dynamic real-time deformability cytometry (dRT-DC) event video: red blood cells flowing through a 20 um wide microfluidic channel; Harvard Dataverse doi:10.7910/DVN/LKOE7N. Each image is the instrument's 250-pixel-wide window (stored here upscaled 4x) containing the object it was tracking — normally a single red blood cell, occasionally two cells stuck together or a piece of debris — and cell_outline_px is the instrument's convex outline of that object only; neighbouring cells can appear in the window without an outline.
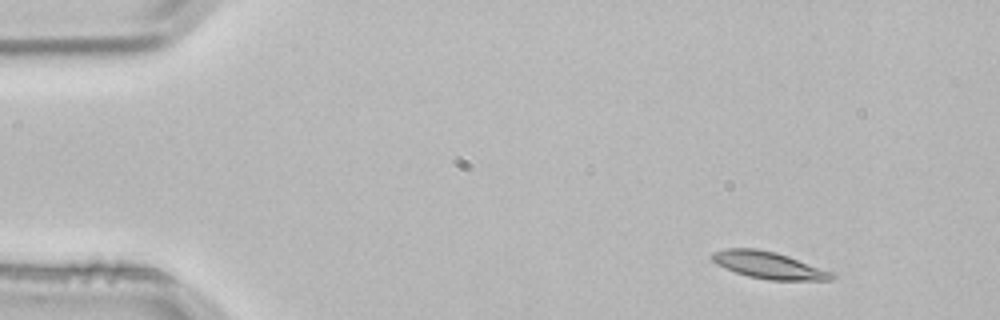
{"species": "common noctule bat (a hibernating species)", "species_latin": "Nyctalus noctula", "temperature_condition": "room temperature", "stored_images_in_passage": 4, "segment_of_instrument_passage": [1, 2], "camera_frame_rate_fps": 3000, "um_per_image_px": 0.085, "animal": {"sex": "male", "body_mass_g": 21.5, "forearm_length_mm": 52.0}, "frame": {"image": 1, "passage_image": 1, "time_ms": 0.0, "image_size_px": [1000, 320], "cell_outline_px": [[836, 276], [832, 280], [768, 280], [748, 276], [724, 268], [716, 264], [708, 256], [712, 252], [724, 248], [756, 248], [776, 252], [836, 272]], "centroid_in_image_um": [65.34, 22.53], "position_along_channel_um": 19.7, "area_um2": 19.19}}
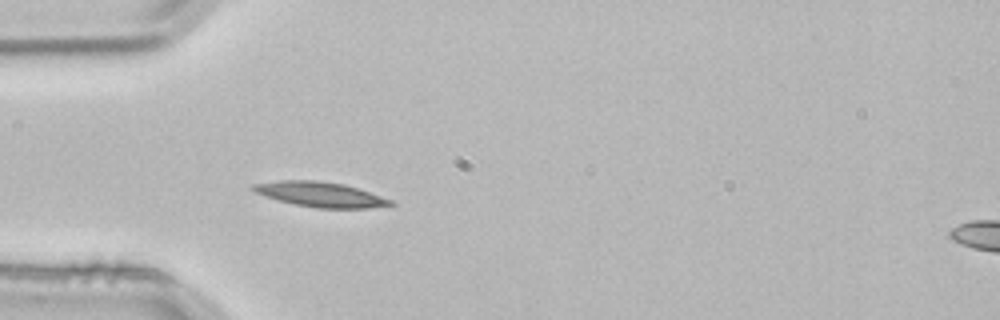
{"frame": {"image": 2, "passage_image": 3, "time_ms": 0.667, "image_size_px": [1000, 320], "cell_outline_px": [[396, 204], [368, 208], [316, 208], [292, 204], [264, 196], [248, 188], [252, 184], [280, 180], [316, 180], [344, 184], [392, 200]], "centroid_in_image_um": [27.17, 16.52], "position_along_channel_um": 57.8, "area_um2": 19.94}}